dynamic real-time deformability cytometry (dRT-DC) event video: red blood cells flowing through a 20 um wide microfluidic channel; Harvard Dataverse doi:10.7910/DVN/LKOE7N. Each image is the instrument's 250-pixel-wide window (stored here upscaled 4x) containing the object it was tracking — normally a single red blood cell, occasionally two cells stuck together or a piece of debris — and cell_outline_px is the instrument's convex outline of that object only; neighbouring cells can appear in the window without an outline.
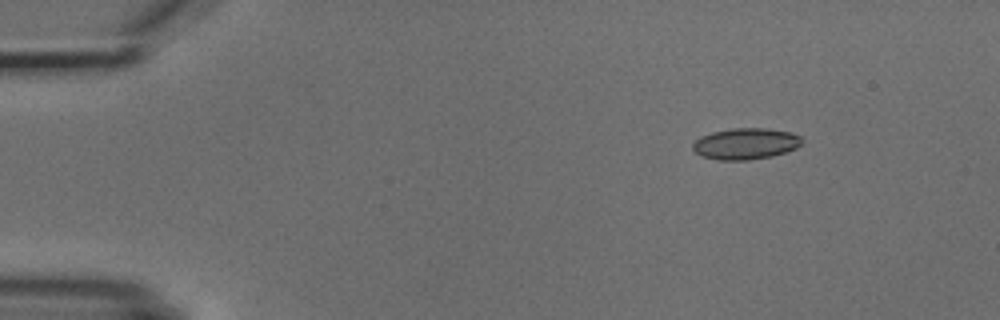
{"species": "common noctule bat (a hibernating species)", "species_latin": "Nyctalus noctula", "temperature_condition": "cold", "stored_images_in_passage": 6, "segment_of_instrument_passage": [2, 2], "camera_frame_rate_fps": 3000, "um_per_image_px": 0.085, "animal": {"sex": "male", "body_mass_g": 18.8}, "frame": {"image": 1, "passage_image": 6, "time_ms": 7.0, "image_size_px": [1000, 320], "cell_outline_px": [[804, 140], [796, 148], [772, 156], [748, 160], [716, 160], [700, 156], [692, 148], [692, 144], [700, 136], [712, 132], [732, 128], [768, 128], [792, 132], [800, 136]], "centroid_in_image_um": [63.37, 12.21], "position_along_channel_um": 21.6, "area_um2": 20.06}}